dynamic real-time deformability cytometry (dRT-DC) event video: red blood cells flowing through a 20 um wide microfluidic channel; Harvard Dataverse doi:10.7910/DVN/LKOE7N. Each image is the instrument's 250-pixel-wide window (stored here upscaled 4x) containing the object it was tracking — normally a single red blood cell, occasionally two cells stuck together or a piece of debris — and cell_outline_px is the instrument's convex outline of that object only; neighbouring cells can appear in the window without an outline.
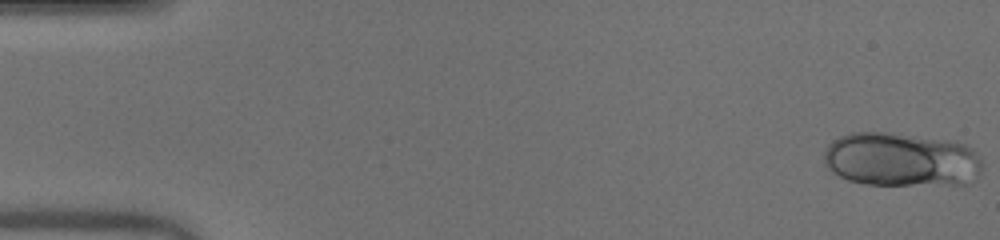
{"species": "human", "species_latin": "Homo sapiens", "temperature_condition": "warm", "stored_images_in_passage": 24, "camera_frame_rate_fps": 3000, "um_per_image_px": 0.085, "donor": {"sex": "male"}, "frame": {"image": 1, "passage_image": 1, "time_ms": 0.0, "image_size_px": [1000, 240], "cell_outline_px": [[984, 168], [976, 180], [968, 184], [864, 184], [848, 180], [832, 172], [824, 164], [824, 152], [828, 144], [832, 140], [840, 136], [852, 132], [892, 132], [956, 140], [972, 148], [980, 156], [984, 164]], "centroid_in_image_um": [76.66, 13.54], "position_along_channel_um": 8.3, "area_um2": 50.86}}
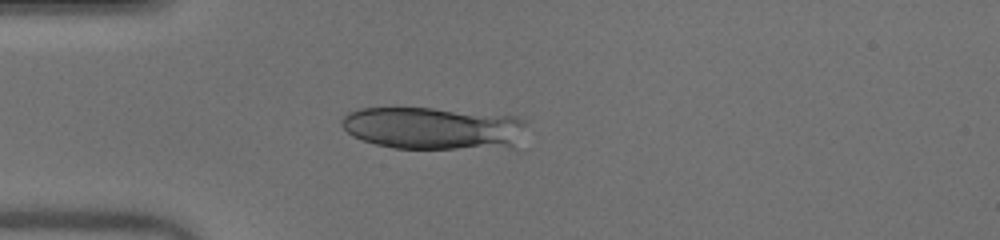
{"frame": {"image": 2, "passage_image": 14, "time_ms": 4.333, "image_size_px": [1000, 240], "cell_outline_px": [[528, 120], [516, 148], [396, 148], [376, 144], [352, 136], [344, 128], [340, 120], [348, 112], [360, 108], [432, 108], [516, 116]], "centroid_in_image_um": [36.89, 10.9], "position_along_channel_um": 48.1, "area_um2": 45.89}}
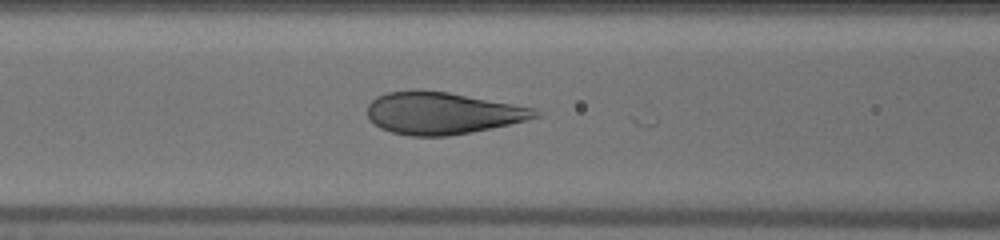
{"frame": {"image": 3, "passage_image": 21, "time_ms": 6.667, "image_size_px": [1000, 240], "cell_outline_px": [[544, 116], [508, 124], [448, 136], [412, 136], [392, 132], [380, 128], [368, 116], [368, 104], [376, 96], [388, 92], [412, 88], [416, 88], [448, 92], [536, 108]], "centroid_in_image_um": [37.59, 9.59], "position_along_channel_um": 129.0, "area_um2": 41.21}}